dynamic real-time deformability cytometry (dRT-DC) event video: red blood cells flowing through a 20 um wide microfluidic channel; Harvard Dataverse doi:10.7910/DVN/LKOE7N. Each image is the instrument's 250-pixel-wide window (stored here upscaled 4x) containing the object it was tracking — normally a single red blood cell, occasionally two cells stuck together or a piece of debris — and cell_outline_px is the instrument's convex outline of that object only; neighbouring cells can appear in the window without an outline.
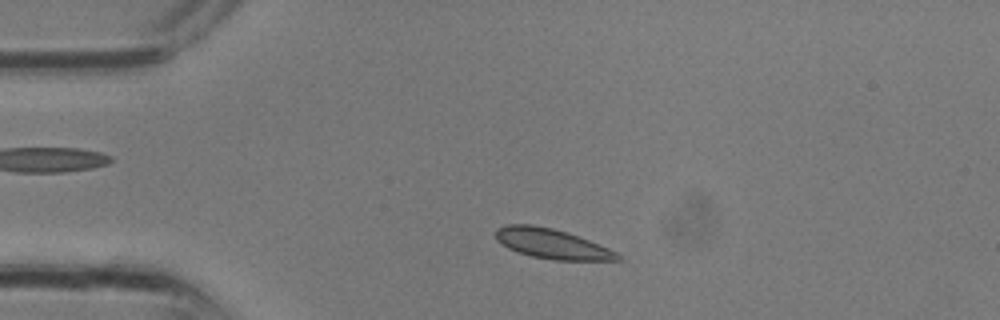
{"species": "common noctule bat (a hibernating species)", "species_latin": "Nyctalus noctula", "temperature_condition": "room temperature", "stored_images_in_passage": 11, "camera_frame_rate_fps": 3000, "um_per_image_px": 0.085, "animal": {"sex": "male", "body_mass_g": 13.3}, "frame": {"image": 1, "passage_image": 3, "time_ms": 0.667, "image_size_px": [1000, 320], "cell_outline_px": [[624, 260], [552, 260], [532, 256], [516, 252], [500, 244], [496, 240], [496, 228], [508, 224], [532, 224], [552, 228], [588, 240], [608, 248], [616, 252]], "centroid_in_image_um": [46.86, 20.72], "position_along_channel_um": 38.1, "area_um2": 21.1}}
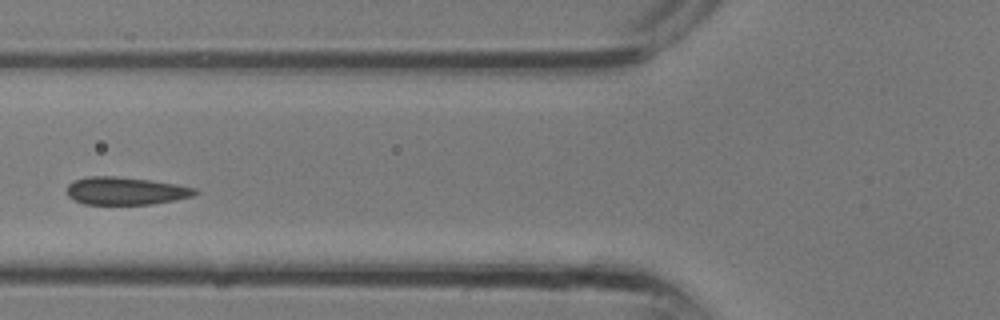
{"frame": {"image": 2, "passage_image": 8, "time_ms": 2.333, "image_size_px": [1000, 320], "cell_outline_px": [[200, 192], [192, 196], [176, 200], [152, 204], [84, 204], [68, 196], [68, 184], [76, 180], [88, 176], [116, 176], [148, 180], [176, 184], [196, 188]], "centroid_in_image_um": [10.71, 16.23], "position_along_channel_um": 115.1, "area_um2": 20.58}}
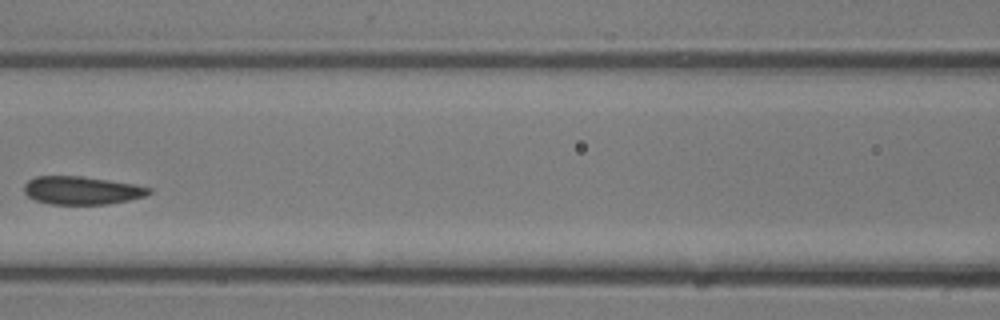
{"frame": {"image": 3, "passage_image": 10, "time_ms": 3.0, "image_size_px": [1000, 320], "cell_outline_px": [[152, 192], [144, 196], [128, 200], [108, 204], [48, 204], [36, 200], [28, 196], [24, 192], [24, 184], [28, 180], [36, 176], [80, 176], [136, 184], [152, 188]], "centroid_in_image_um": [6.95, 16.18], "position_along_channel_um": 159.7, "area_um2": 20.46}}